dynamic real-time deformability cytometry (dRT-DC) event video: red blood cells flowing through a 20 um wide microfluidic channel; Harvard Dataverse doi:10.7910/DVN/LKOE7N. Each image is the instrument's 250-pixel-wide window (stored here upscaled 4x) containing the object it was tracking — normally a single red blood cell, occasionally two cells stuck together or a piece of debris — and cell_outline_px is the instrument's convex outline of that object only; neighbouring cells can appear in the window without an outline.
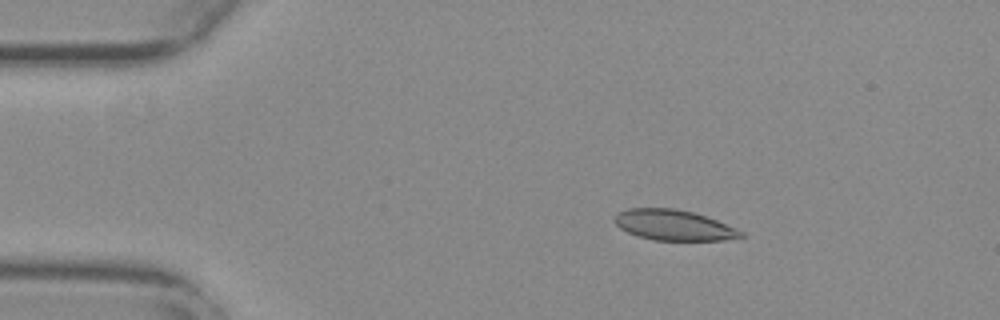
{"species": "common noctule bat (a hibernating species)", "species_latin": "Nyctalus noctula", "temperature_condition": "warm", "stored_images_in_passage": 55, "camera_frame_rate_fps": 3000, "um_per_image_px": 0.085, "animal": {"sex": "female", "body_mass_g": 29.2, "forearm_length_mm": 56.3}, "frame": {"image": 1, "passage_image": 10, "time_ms": 3.0, "image_size_px": [1000, 320], "cell_outline_px": [[744, 236], [724, 240], [652, 240], [636, 236], [620, 228], [616, 224], [616, 212], [628, 208], [676, 208], [692, 212], [716, 220], [744, 232]], "centroid_in_image_um": [57.24, 19.13], "position_along_channel_um": 27.8, "area_um2": 22.31}}
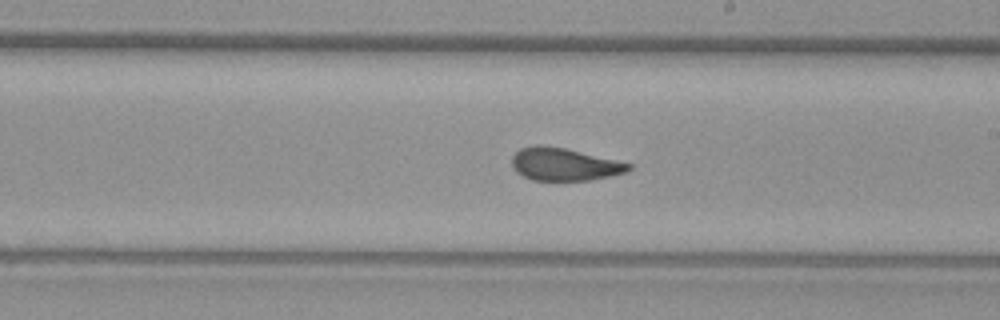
{"frame": {"image": 2, "passage_image": 32, "time_ms": 10.333, "image_size_px": [1000, 320], "cell_outline_px": [[632, 168], [628, 172], [592, 180], [532, 180], [516, 172], [512, 168], [512, 156], [520, 148], [564, 148], [616, 160], [632, 164]], "centroid_in_image_um": [48.01, 14.01], "position_along_channel_um": 241.0, "area_um2": 21.56}}
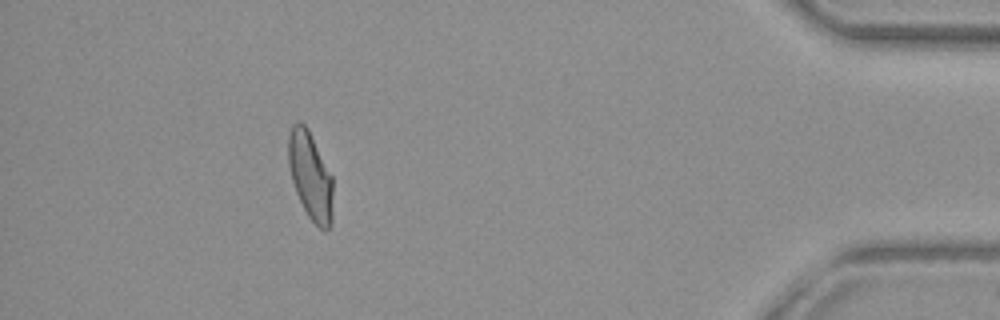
{"frame": {"image": 3, "passage_image": 50, "time_ms": 16.333, "image_size_px": [1000, 320], "cell_outline_px": [[332, 224], [324, 232], [308, 216], [296, 192], [292, 180], [288, 164], [288, 136], [292, 124], [300, 120], [308, 128], [332, 176]], "centroid_in_image_um": [26.38, 14.93], "position_along_channel_um": 408.8, "area_um2": 22.77}, "authors_computed_cell_mechanics": {"area_um2": 23.0044, "velocity_mm_per_s": 3.7736, "shape_relaxation_time_tau1_ms": null, "shape_relaxation_time_tau2_ms": 1.1314, "deformation_change_tau1": null, "deformation_change_tau2": 0.0576}}